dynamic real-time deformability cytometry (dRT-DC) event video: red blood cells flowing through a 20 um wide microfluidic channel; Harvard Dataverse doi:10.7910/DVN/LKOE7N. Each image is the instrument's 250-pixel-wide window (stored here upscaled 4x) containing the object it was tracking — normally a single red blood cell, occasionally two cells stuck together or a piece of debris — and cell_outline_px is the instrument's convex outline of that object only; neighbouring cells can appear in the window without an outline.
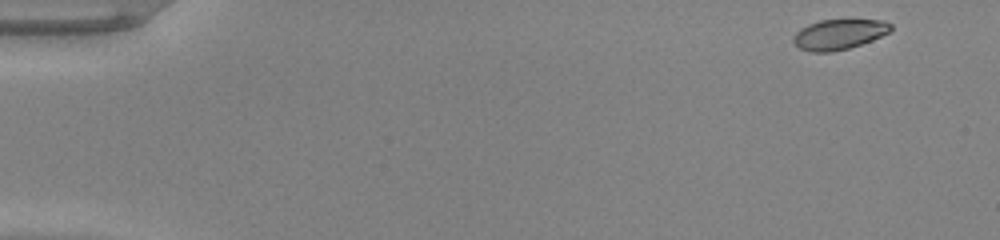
{"species": "common noctule bat (a hibernating species)", "species_latin": "Nyctalus noctula", "temperature_condition": "warm", "stored_images_in_passage": 50, "camera_frame_rate_fps": 3000, "um_per_image_px": 0.085, "animal": {"sex": "male", "body_mass_g": 20.0, "forearm_length_mm": 53.3}, "frame": {"image": 1, "passage_image": 1, "time_ms": 0.0, "image_size_px": [1000, 240], "cell_outline_px": [[892, 28], [888, 32], [872, 40], [848, 48], [832, 52], [812, 52], [800, 48], [792, 40], [796, 32], [800, 28], [808, 24], [820, 20], [884, 20], [892, 24]], "centroid_in_image_um": [71.3, 2.91], "position_along_channel_um": 13.7, "area_um2": 16.99}}
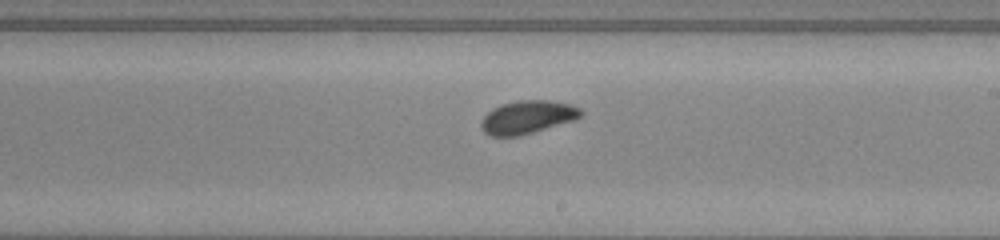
{"frame": {"image": 2, "passage_image": 29, "time_ms": 9.333, "image_size_px": [1000, 240], "cell_outline_px": [[584, 112], [576, 120], [532, 132], [516, 136], [492, 136], [484, 132], [480, 128], [480, 120], [492, 108], [500, 104], [520, 100], [548, 100], [568, 104], [580, 108]], "centroid_in_image_um": [44.81, 9.95], "position_along_channel_um": 244.2, "area_um2": 19.25}}
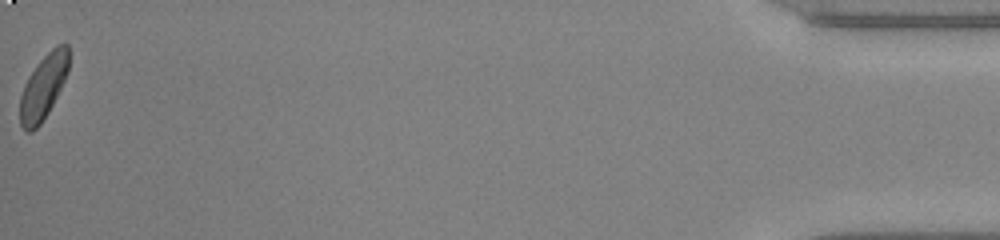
{"frame": {"image": 3, "passage_image": 50, "time_ms": 16.333, "image_size_px": [1000, 240], "cell_outline_px": [[68, 72], [48, 112], [40, 124], [32, 132], [28, 132], [20, 124], [20, 96], [24, 84], [28, 76], [40, 60], [56, 44], [68, 44]], "centroid_in_image_um": [3.67, 7.38], "position_along_channel_um": 431.5, "area_um2": 18.09}, "authors_computed_cell_mechanics": {"area_um2": 18.5538, "velocity_mm_per_s": 3.9932, "shape_relaxation_time_tau1_ms": 3.6325, "shape_relaxation_time_tau2_ms": 1.47, "deformation_change_tau1": 0.12, "deformation_change_tau2": 0.0605}}